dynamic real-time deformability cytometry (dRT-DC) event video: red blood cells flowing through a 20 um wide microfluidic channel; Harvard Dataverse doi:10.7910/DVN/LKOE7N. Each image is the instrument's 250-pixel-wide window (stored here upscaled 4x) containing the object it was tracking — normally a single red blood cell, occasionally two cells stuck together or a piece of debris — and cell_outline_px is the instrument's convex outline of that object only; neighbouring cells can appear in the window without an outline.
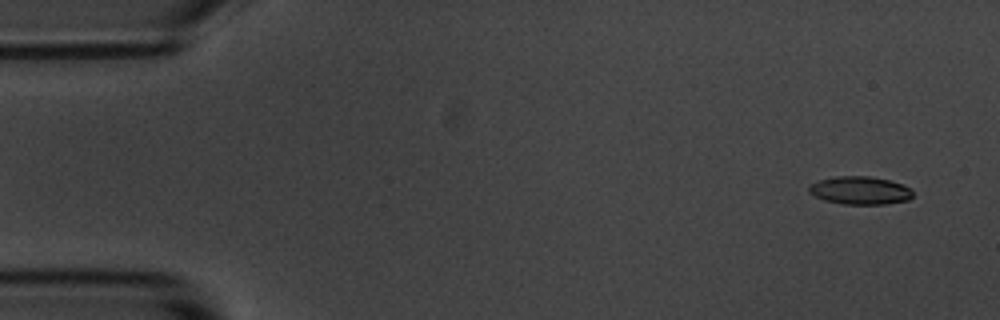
{"species": "common noctule bat (a hibernating species)", "species_latin": "Nyctalus noctula", "temperature_condition": "room temperature", "stored_images_in_passage": 15, "camera_frame_rate_fps": 3000, "um_per_image_px": 0.085, "animal": {"sex": "male", "body_mass_g": 20.1, "forearm_length_mm": 53.5}, "frame": {"image": 1, "passage_image": 2, "time_ms": 1.0, "image_size_px": [1000, 320], "cell_outline_px": [[912, 196], [908, 200], [884, 204], [844, 204], [824, 200], [808, 192], [808, 188], [812, 184], [820, 180], [836, 176], [868, 176], [888, 180], [912, 188]], "centroid_in_image_um": [73.11, 16.19], "position_along_channel_um": 11.9, "area_um2": 16.76}}
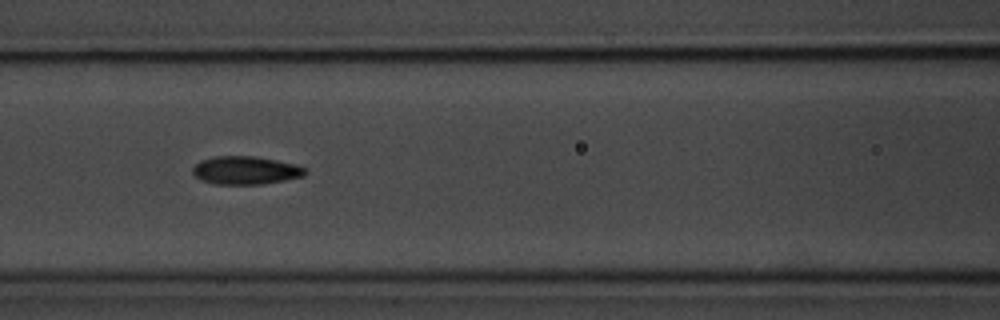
{"frame": {"image": 2, "passage_image": 7, "time_ms": 7.667, "image_size_px": [1000, 320], "cell_outline_px": [[304, 176], [284, 180], [260, 184], [216, 184], [200, 180], [192, 172], [192, 168], [200, 160], [216, 156], [256, 156], [296, 164], [304, 168]], "centroid_in_image_um": [20.84, 14.47], "position_along_channel_um": 145.8, "area_um2": 18.32}}
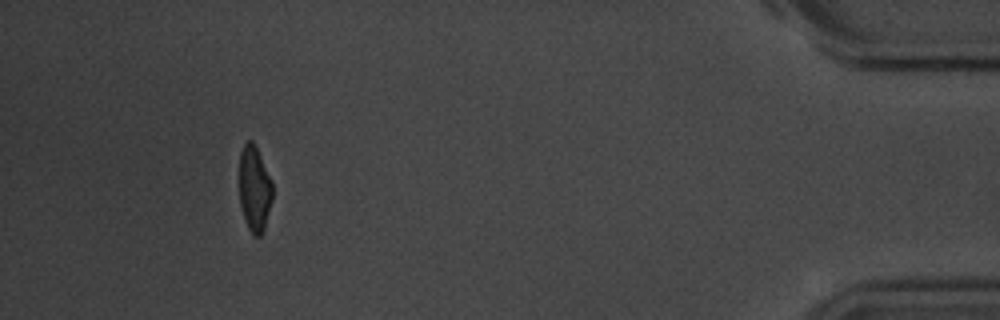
{"frame": {"image": 3, "passage_image": 14, "time_ms": 16.667, "image_size_px": [1000, 320], "cell_outline_px": [[272, 200], [264, 228], [260, 236], [252, 236], [248, 228], [240, 204], [240, 152], [244, 144], [248, 140], [252, 140], [272, 180]], "centroid_in_image_um": [21.63, 16.06], "position_along_channel_um": 413.6, "area_um2": 16.36}, "authors_computed_cell_mechanics": {"area_um2": 17.6868, "velocity_mm_per_s": 3.6968, "shape_relaxation_time_tau1_ms": 2.5121, "shape_relaxation_time_tau2_ms": 1.7197, "deformation_change_tau1": 0.1001, "deformation_change_tau2": 0.0755}}